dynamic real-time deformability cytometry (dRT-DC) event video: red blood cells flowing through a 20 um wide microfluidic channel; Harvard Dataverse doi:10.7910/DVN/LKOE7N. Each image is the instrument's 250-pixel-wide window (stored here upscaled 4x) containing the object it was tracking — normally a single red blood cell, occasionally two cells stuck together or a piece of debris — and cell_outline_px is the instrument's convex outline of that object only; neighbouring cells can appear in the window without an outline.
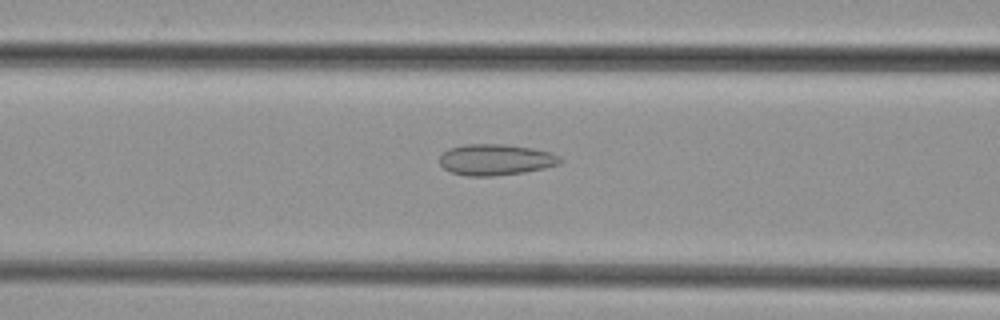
{"species": "common noctule bat (a hibernating species)", "species_latin": "Nyctalus noctula", "temperature_condition": "cold", "stored_images_in_passage": 37, "camera_frame_rate_fps": 3000, "um_per_image_px": 0.085, "animal": {"sex": "female", "body_mass_g": 29.2, "forearm_length_mm": 56.3}, "frame": {"image": 1, "passage_image": 12, "time_ms": 3.667, "image_size_px": [1000, 320], "cell_outline_px": [[564, 160], [560, 164], [544, 168], [524, 172], [492, 176], [468, 176], [452, 172], [444, 168], [440, 164], [440, 156], [448, 148], [464, 144], [504, 144], [532, 148], [548, 152], [560, 156]], "centroid_in_image_um": [42.14, 13.57], "position_along_channel_um": 124.5, "area_um2": 21.85}}
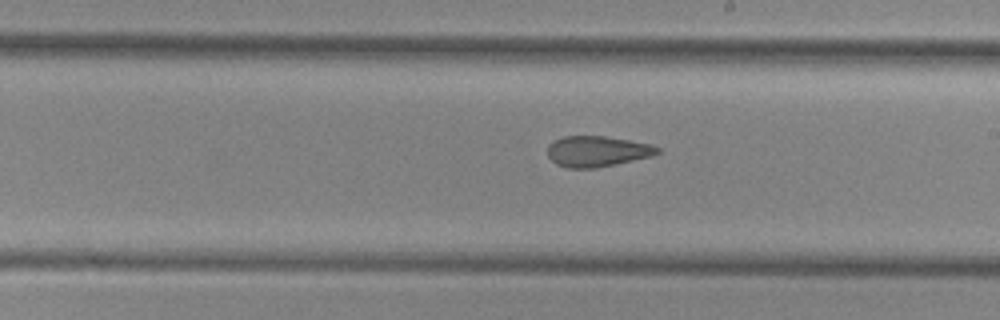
{"frame": {"image": 2, "passage_image": 20, "time_ms": 6.333, "image_size_px": [1000, 320], "cell_outline_px": [[660, 152], [652, 156], [616, 164], [596, 168], [568, 168], [556, 164], [548, 156], [548, 144], [552, 140], [564, 136], [604, 136], [652, 144], [660, 148]], "centroid_in_image_um": [50.75, 12.86], "position_along_channel_um": 238.3, "area_um2": 19.77}}
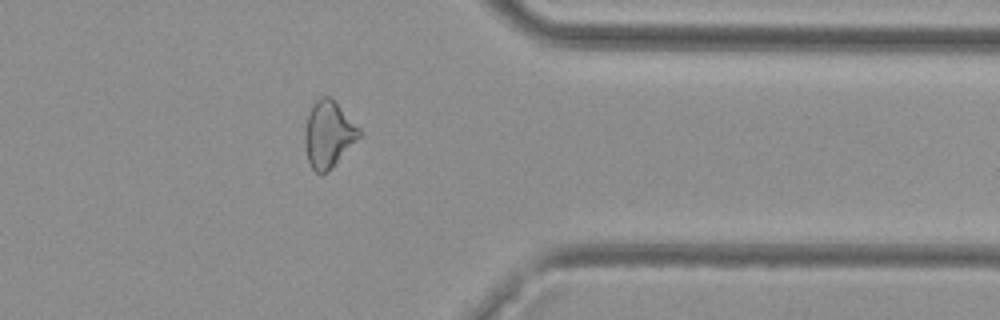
{"frame": {"image": 3, "passage_image": 31, "time_ms": 10.0, "image_size_px": [1000, 320], "cell_outline_px": [[360, 136], [320, 176], [312, 168], [308, 160], [304, 144], [304, 132], [308, 116], [312, 104], [320, 96], [328, 96], [336, 100], [360, 128]], "centroid_in_image_um": [27.89, 11.33], "position_along_channel_um": 383.5, "area_um2": 20.63}}